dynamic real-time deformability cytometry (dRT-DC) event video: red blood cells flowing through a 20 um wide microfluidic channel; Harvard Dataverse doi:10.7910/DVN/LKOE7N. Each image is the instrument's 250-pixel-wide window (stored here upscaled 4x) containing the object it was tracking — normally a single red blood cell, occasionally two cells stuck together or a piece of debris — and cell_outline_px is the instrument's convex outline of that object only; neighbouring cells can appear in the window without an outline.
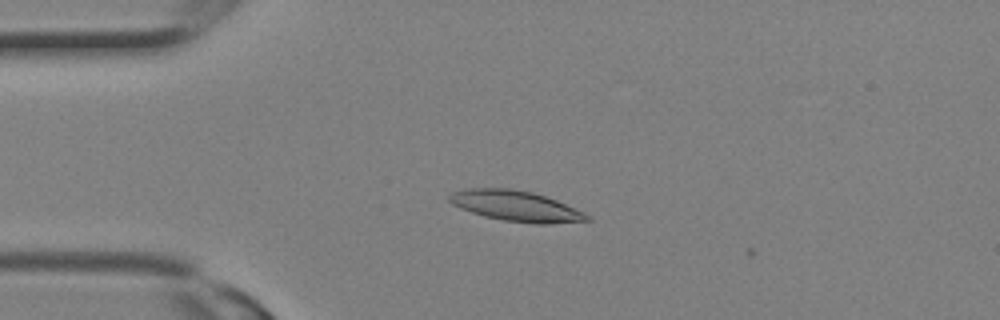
{"species": "Egyptian fruit bat (a non-hibernating species)", "species_latin": "Rousettus aegyptiacus", "temperature_condition": "room temperature", "stored_images_in_passage": 1, "camera_frame_rate_fps": 3000, "um_per_image_px": 0.085, "animal": {"sex": "female"}, "frame": {"image": 1, "passage_image": 1, "time_ms": 0.0, "image_size_px": [1000, 320], "cell_outline_px": [[592, 220], [552, 224], [536, 224], [504, 220], [484, 216], [460, 208], [452, 204], [448, 200], [448, 196], [452, 192], [472, 188], [508, 188], [532, 192], [556, 200], [584, 212], [592, 216]], "centroid_in_image_um": [43.88, 17.52], "position_along_channel_um": 41.1, "area_um2": 24.45}}